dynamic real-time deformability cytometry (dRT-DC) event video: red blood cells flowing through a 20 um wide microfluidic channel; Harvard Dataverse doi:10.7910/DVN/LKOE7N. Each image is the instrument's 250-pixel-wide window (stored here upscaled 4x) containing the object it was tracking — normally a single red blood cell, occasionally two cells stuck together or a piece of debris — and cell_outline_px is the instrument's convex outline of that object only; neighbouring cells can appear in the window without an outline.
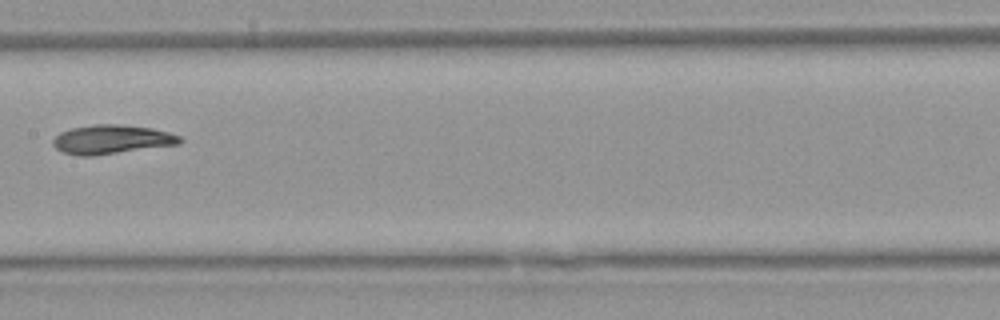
{"species": "Egyptian fruit bat (a non-hibernating species)", "species_latin": "Rousettus aegyptiacus", "temperature_condition": "warm", "stored_images_in_passage": 8, "camera_frame_rate_fps": 3000, "um_per_image_px": 0.085, "animal": {"sex": "female"}, "frame": {"image": 1, "passage_image": 8, "time_ms": 10.333, "image_size_px": [1000, 320], "cell_outline_px": [[184, 140], [180, 144], [92, 156], [80, 156], [64, 152], [56, 148], [52, 144], [52, 140], [60, 132], [72, 128], [96, 124], [120, 124], [152, 128], [168, 132], [180, 136]], "centroid_in_image_um": [9.51, 11.85], "position_along_channel_um": 197.9, "area_um2": 21.44}}